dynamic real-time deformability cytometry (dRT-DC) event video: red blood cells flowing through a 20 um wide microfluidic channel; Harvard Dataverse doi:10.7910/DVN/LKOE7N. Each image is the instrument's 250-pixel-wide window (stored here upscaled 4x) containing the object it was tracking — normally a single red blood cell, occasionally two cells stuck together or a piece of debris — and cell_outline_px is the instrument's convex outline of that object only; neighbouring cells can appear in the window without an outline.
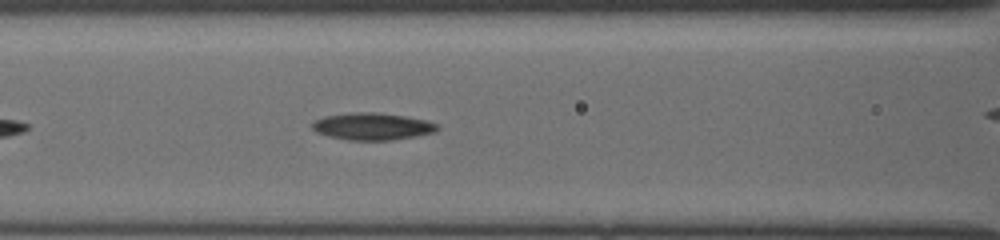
{"species": "common noctule bat (a hibernating species)", "species_latin": "Nyctalus noctula", "temperature_condition": "cold", "stored_images_in_passage": 9, "camera_frame_rate_fps": 3000, "um_per_image_px": 0.085, "animal": {"sex": "female", "body_mass_g": 19.5, "forearm_length_mm": 54.1}, "frame": {"image": 1, "passage_image": 6, "time_ms": 2.333, "image_size_px": [1000, 240], "cell_outline_px": [[440, 128], [432, 132], [392, 140], [348, 140], [328, 136], [316, 132], [312, 128], [312, 124], [316, 120], [324, 116], [352, 112], [376, 112], [404, 116], [424, 120], [436, 124]], "centroid_in_image_um": [31.59, 10.74], "position_along_channel_um": 135.0, "area_um2": 19.48}}
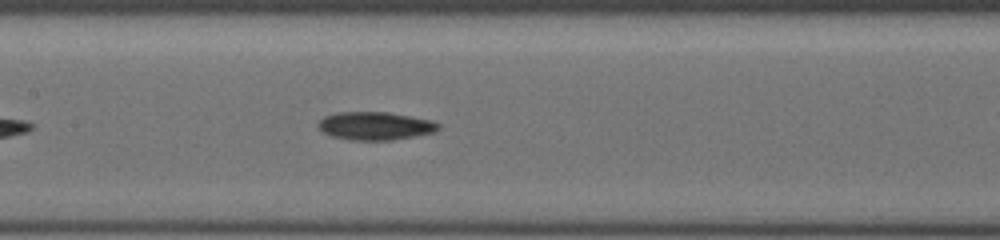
{"frame": {"image": 2, "passage_image": 8, "time_ms": 3.333, "image_size_px": [1000, 240], "cell_outline_px": [[440, 128], [436, 132], [416, 136], [392, 140], [348, 140], [332, 136], [324, 132], [316, 124], [324, 116], [336, 112], [388, 112], [432, 120], [440, 124]], "centroid_in_image_um": [31.91, 10.7], "position_along_channel_um": 175.5, "area_um2": 19.83}}